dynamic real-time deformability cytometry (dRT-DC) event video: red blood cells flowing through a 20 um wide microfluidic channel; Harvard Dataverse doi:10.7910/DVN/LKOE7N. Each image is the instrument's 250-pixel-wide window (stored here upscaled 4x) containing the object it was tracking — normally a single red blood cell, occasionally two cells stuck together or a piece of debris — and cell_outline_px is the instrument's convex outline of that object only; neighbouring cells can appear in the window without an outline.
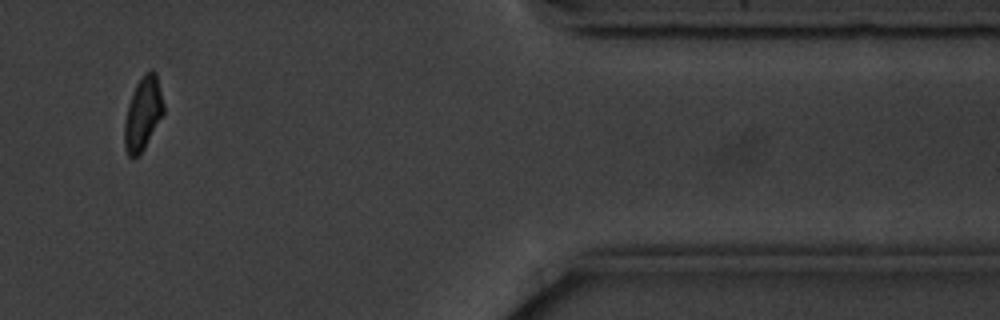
{"species": "common noctule bat (a hibernating species)", "species_latin": "Nyctalus noctula", "temperature_condition": "cold", "stored_images_in_passage": 14, "camera_frame_rate_fps": 3000, "um_per_image_px": 0.085, "animal": {"sex": "male", "body_mass_g": 20.1, "forearm_length_mm": 53.5}, "frame": {"image": 1, "passage_image": 12, "time_ms": 13.667, "image_size_px": [1000, 320], "cell_outline_px": [[164, 112], [140, 156], [128, 156], [124, 148], [124, 120], [128, 104], [132, 92], [136, 84], [144, 72], [152, 68], [156, 72], [164, 104]], "centroid_in_image_um": [12.14, 9.63], "position_along_channel_um": 399.3, "area_um2": 16.88}, "authors_computed_cell_mechanics": {"area_um2": 18.0914, "velocity_mm_per_s": 3.5264, "shape_relaxation_time_tau1_ms": 4.5341, "shape_relaxation_time_tau2_ms": null, "deformation_change_tau1": 0.1561, "deformation_change_tau2": null}}